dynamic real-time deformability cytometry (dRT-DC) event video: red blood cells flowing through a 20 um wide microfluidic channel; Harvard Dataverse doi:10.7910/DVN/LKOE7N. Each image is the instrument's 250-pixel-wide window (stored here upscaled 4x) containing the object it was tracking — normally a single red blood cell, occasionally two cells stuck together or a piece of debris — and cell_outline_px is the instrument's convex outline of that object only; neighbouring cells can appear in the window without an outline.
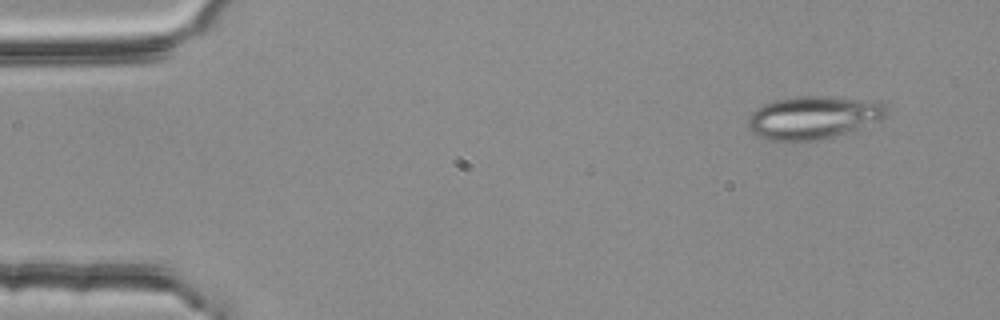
{"species": "common noctule bat (a hibernating species)", "species_latin": "Nyctalus noctula", "temperature_condition": "room temperature", "stored_images_in_passage": 3, "camera_frame_rate_fps": 3000, "um_per_image_px": 0.085, "animal": {"sex": "female", "body_mass_g": 25.1}, "frame": {"image": 1, "passage_image": 1, "time_ms": 0.0, "image_size_px": [1000, 320], "cell_outline_px": [[888, 116], [880, 120], [832, 136], [816, 140], [772, 140], [756, 136], [748, 128], [748, 116], [756, 108], [764, 104], [776, 100], [796, 96], [832, 96], [884, 104], [888, 108]], "centroid_in_image_um": [69.07, 9.97], "position_along_channel_um": 15.9, "area_um2": 34.04}}